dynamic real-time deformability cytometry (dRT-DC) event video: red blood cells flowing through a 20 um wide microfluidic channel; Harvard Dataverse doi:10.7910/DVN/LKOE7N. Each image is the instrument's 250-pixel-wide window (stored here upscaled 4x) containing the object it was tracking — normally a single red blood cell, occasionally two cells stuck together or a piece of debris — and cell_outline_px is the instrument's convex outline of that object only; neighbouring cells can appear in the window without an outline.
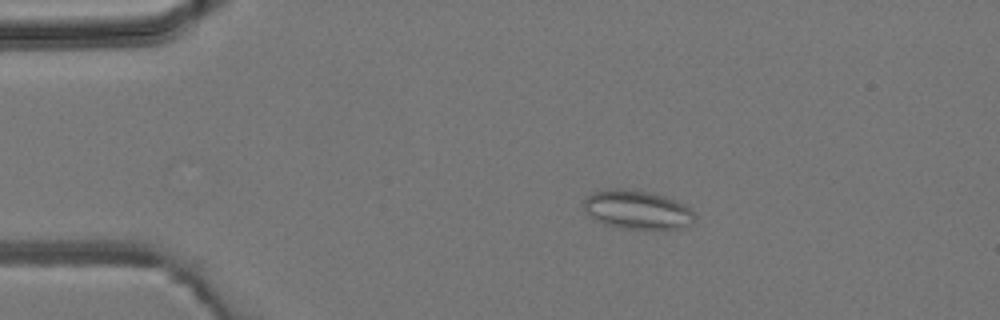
{"species": "common noctule bat (a hibernating species)", "species_latin": "Nyctalus noctula", "temperature_condition": "room temperature", "stored_images_in_passage": 3, "camera_frame_rate_fps": 3000, "um_per_image_px": 0.085, "animal": {"sex": "male", "body_mass_g": 19.2, "forearm_length_mm": 51.8}, "frame": {"image": 1, "passage_image": 1, "time_ms": 0.0, "image_size_px": [1000, 320], "cell_outline_px": [[696, 216], [692, 224], [684, 228], [620, 228], [604, 224], [596, 220], [584, 208], [584, 200], [592, 192], [608, 188], [616, 188], [644, 192], [664, 196], [684, 204]], "centroid_in_image_um": [54.16, 17.83], "position_along_channel_um": 30.8, "area_um2": 24.62}}